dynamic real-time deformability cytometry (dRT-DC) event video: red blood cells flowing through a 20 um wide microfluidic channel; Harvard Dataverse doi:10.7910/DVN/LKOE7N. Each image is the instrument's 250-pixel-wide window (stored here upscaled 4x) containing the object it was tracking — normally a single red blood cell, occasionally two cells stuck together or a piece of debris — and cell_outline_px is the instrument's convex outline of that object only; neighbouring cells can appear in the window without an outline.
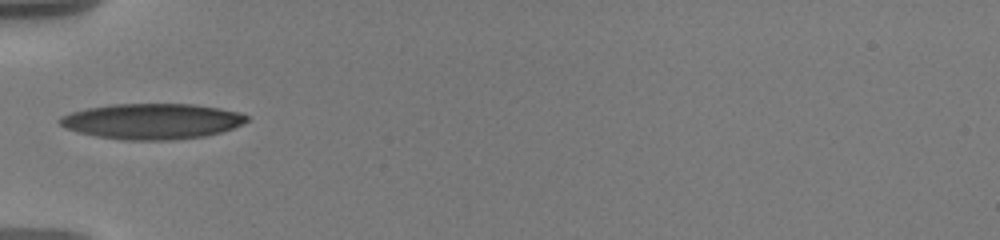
{"species": "human", "species_latin": "Homo sapiens", "temperature_condition": "warm", "stored_images_in_passage": 19, "camera_frame_rate_fps": 3000, "um_per_image_px": 0.085, "donor": {"sex": "male"}, "frame": {"image": 1, "passage_image": 1, "time_ms": 0.0, "image_size_px": [1000, 240], "cell_outline_px": [[248, 120], [232, 128], [220, 132], [204, 136], [168, 140], [128, 140], [96, 136], [64, 128], [56, 120], [60, 116], [72, 112], [88, 108], [112, 104], [196, 104], [220, 108], [240, 112], [248, 116]], "centroid_in_image_um": [12.9, 10.3], "position_along_channel_um": 72.1, "area_um2": 38.67}}